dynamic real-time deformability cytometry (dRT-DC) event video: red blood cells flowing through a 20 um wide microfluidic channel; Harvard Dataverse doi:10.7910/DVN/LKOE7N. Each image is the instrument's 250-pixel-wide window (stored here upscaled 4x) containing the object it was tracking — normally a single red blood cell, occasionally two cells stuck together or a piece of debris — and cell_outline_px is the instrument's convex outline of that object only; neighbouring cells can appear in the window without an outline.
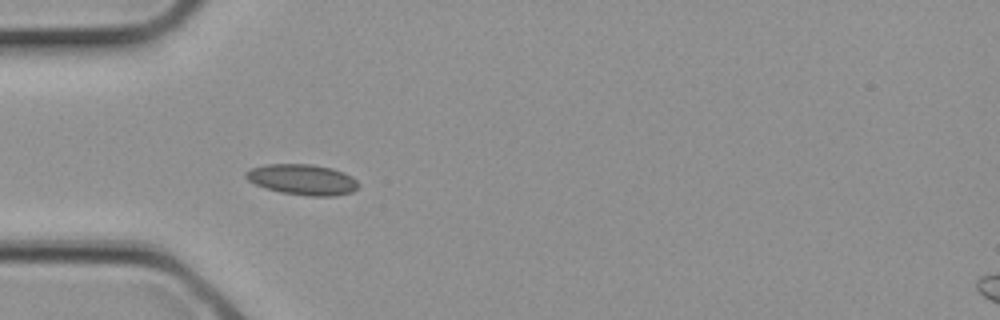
{"species": "common noctule bat (a hibernating species)", "species_latin": "Nyctalus noctula", "temperature_condition": "cold", "stored_images_in_passage": 3, "camera_frame_rate_fps": 3000, "um_per_image_px": 0.085, "animal": {"sex": "female", "body_mass_g": 21.9}, "frame": {"image": 1, "passage_image": 2, "time_ms": 0.333, "image_size_px": [1000, 320], "cell_outline_px": [[360, 188], [352, 192], [336, 196], [308, 196], [280, 192], [264, 188], [248, 180], [244, 176], [244, 172], [252, 168], [264, 164], [312, 164], [332, 168], [344, 172], [352, 176], [360, 184]], "centroid_in_image_um": [25.74, 15.27], "position_along_channel_um": 59.3, "area_um2": 20.4}}